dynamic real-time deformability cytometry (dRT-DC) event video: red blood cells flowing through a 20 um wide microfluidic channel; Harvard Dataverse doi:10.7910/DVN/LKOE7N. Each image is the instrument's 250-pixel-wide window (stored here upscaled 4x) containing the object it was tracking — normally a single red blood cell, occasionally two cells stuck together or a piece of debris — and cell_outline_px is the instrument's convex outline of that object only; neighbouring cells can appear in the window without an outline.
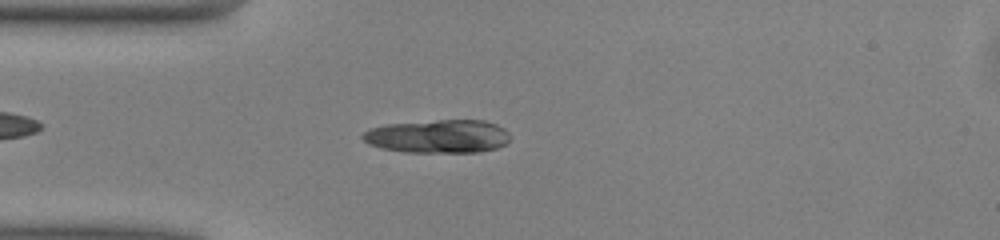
{"species": "common noctule bat (a hibernating species)", "species_latin": "Nyctalus noctula", "temperature_condition": "warm", "stored_images_in_passage": 39, "camera_frame_rate_fps": 3000, "um_per_image_px": 0.085, "animal": {"sex": "male", "body_mass_g": 13.0, "forearm_length_mm": 53.1}, "frame": {"image": 1, "passage_image": 5, "time_ms": 1.333, "image_size_px": [1000, 240], "cell_outline_px": [[512, 136], [504, 144], [496, 148], [476, 152], [404, 152], [380, 148], [368, 144], [360, 136], [368, 128], [388, 124], [440, 120], [484, 120], [496, 124], [504, 128]], "centroid_in_image_um": [37.22, 11.59], "position_along_channel_um": 47.8, "area_um2": 28.73}}